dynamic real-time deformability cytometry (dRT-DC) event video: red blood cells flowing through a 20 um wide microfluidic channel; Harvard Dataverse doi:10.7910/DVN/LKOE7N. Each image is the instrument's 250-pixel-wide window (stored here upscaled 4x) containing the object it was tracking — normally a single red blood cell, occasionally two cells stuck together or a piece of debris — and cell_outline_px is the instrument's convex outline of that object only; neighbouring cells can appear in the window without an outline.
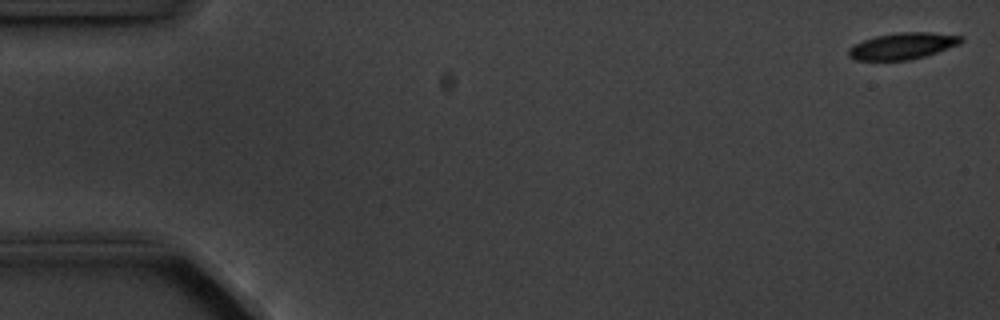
{"species": "common noctule bat (a hibernating species)", "species_latin": "Nyctalus noctula", "temperature_condition": "cold", "stored_images_in_passage": 5, "camera_frame_rate_fps": 3000, "um_per_image_px": 0.085, "animal": {"sex": "male", "body_mass_g": 20.1, "forearm_length_mm": 53.5}, "frame": {"image": 1, "passage_image": 1, "time_ms": 0.0, "image_size_px": [1000, 320], "cell_outline_px": [[964, 40], [960, 44], [924, 56], [908, 60], [856, 60], [848, 56], [848, 48], [864, 40], [876, 36], [896, 32], [932, 32], [964, 36]], "centroid_in_image_um": [76.74, 3.9], "position_along_channel_um": 8.3, "area_um2": 17.34}}
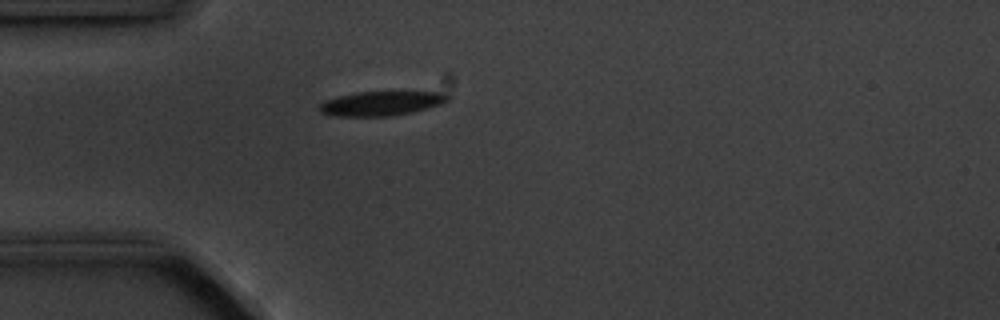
{"frame": {"image": 2, "passage_image": 5, "time_ms": 4.667, "image_size_px": [1000, 320], "cell_outline_px": [[448, 100], [440, 104], [412, 112], [392, 116], [332, 116], [320, 112], [316, 108], [324, 100], [356, 92], [440, 92], [448, 96]], "centroid_in_image_um": [32.32, 8.8], "position_along_channel_um": 52.7, "area_um2": 18.09}}